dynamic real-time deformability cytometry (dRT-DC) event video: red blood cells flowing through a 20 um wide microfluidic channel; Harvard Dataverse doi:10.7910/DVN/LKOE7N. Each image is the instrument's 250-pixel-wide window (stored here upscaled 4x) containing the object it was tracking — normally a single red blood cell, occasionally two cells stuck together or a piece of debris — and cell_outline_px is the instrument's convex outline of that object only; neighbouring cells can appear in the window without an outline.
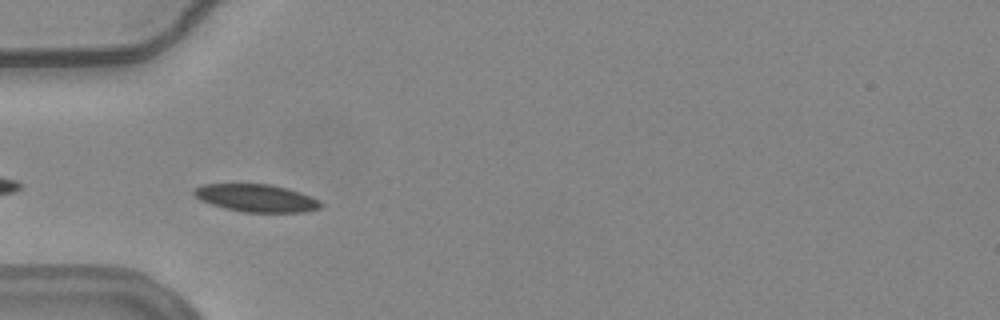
{"species": "common noctule bat (a hibernating species)", "species_latin": "Nyctalus noctula", "temperature_condition": "warm", "stored_images_in_passage": 6, "camera_frame_rate_fps": 3000, "um_per_image_px": 0.085, "animal": {"sex": "female", "body_mass_g": 24.6, "forearm_length_mm": 56.2}, "frame": {"image": 1, "passage_image": 2, "time_ms": 0.333, "image_size_px": [1000, 320], "cell_outline_px": [[324, 204], [320, 208], [304, 212], [244, 212], [224, 208], [200, 200], [192, 192], [196, 188], [204, 184], [272, 184], [288, 188], [312, 196], [320, 200]], "centroid_in_image_um": [21.84, 16.83], "position_along_channel_um": 63.2, "area_um2": 20.46}}